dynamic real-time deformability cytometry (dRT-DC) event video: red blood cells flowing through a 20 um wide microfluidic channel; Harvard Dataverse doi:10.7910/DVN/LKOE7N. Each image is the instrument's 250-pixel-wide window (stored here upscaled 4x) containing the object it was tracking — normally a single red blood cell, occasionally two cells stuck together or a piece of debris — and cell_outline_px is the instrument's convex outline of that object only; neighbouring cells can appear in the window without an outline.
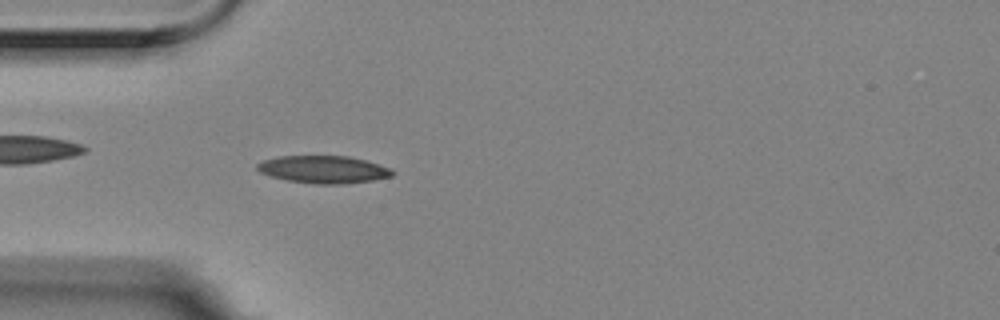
{"species": "Egyptian fruit bat (a non-hibernating species)", "species_latin": "Rousettus aegyptiacus", "temperature_condition": "room temperature", "stored_images_in_passage": 5, "camera_frame_rate_fps": 3000, "um_per_image_px": 0.085, "animal": {"sex": "female"}, "frame": {"image": 1, "passage_image": 5, "time_ms": 1.333, "image_size_px": [1000, 320], "cell_outline_px": [[396, 172], [392, 176], [372, 180], [344, 184], [316, 184], [288, 180], [272, 176], [260, 172], [256, 168], [256, 164], [264, 160], [280, 156], [348, 156], [364, 160], [388, 168]], "centroid_in_image_um": [27.48, 14.4], "position_along_channel_um": 57.5, "area_um2": 21.39}}